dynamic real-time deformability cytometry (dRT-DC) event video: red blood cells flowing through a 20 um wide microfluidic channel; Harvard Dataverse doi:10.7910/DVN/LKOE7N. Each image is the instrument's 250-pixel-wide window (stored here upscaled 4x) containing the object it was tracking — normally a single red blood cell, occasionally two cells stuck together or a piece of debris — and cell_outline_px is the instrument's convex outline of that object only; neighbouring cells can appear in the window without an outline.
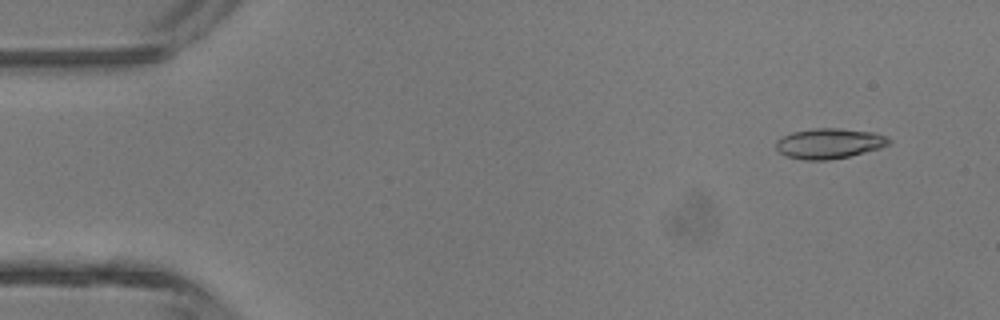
{"species": "common noctule bat (a hibernating species)", "species_latin": "Nyctalus noctula", "temperature_condition": "room temperature", "stored_images_in_passage": 45, "camera_frame_rate_fps": 3000, "um_per_image_px": 0.085, "animal": {"sex": "male", "body_mass_g": 13.3}, "frame": {"image": 1, "passage_image": 4, "time_ms": 1.0, "image_size_px": [1000, 320], "cell_outline_px": [[892, 144], [880, 148], [848, 156], [828, 160], [804, 160], [788, 156], [780, 152], [776, 148], [776, 140], [792, 132], [812, 128], [836, 128], [872, 132], [888, 136], [892, 140]], "centroid_in_image_um": [70.52, 12.18], "position_along_channel_um": 14.5, "area_um2": 19.88}}
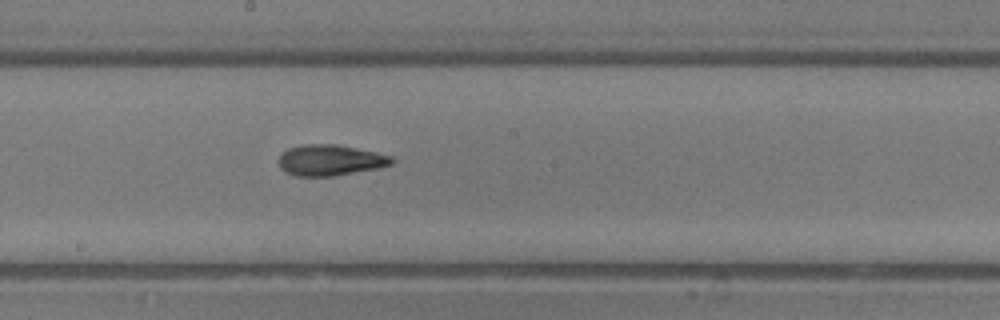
{"frame": {"image": 2, "passage_image": 25, "time_ms": 8.0, "image_size_px": [1000, 320], "cell_outline_px": [[396, 160], [392, 164], [380, 168], [332, 176], [296, 176], [284, 172], [280, 168], [280, 156], [288, 148], [304, 144], [336, 144], [376, 152], [392, 156]], "centroid_in_image_um": [28.1, 13.62], "position_along_channel_um": 220.1, "area_um2": 20.4}}
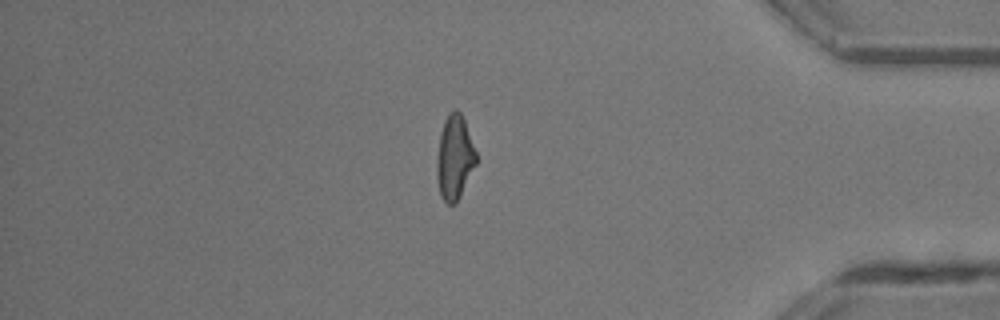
{"frame": {"image": 3, "passage_image": 39, "time_ms": 12.667, "image_size_px": [1000, 320], "cell_outline_px": [[476, 164], [456, 204], [448, 204], [440, 196], [436, 176], [436, 160], [440, 132], [444, 120], [456, 108], [460, 112], [464, 120], [476, 152]], "centroid_in_image_um": [38.62, 13.41], "position_along_channel_um": 396.6, "area_um2": 19.25}, "authors_computed_cell_mechanics": {"area_um2": 19.7676, "velocity_mm_per_s": 4.5203, "shape_relaxation_time_tau1_ms": 5.0698, "shape_relaxation_time_tau2_ms": 2.7775, "deformation_change_tau1": 0.1715, "deformation_change_tau2": 0.1173}}